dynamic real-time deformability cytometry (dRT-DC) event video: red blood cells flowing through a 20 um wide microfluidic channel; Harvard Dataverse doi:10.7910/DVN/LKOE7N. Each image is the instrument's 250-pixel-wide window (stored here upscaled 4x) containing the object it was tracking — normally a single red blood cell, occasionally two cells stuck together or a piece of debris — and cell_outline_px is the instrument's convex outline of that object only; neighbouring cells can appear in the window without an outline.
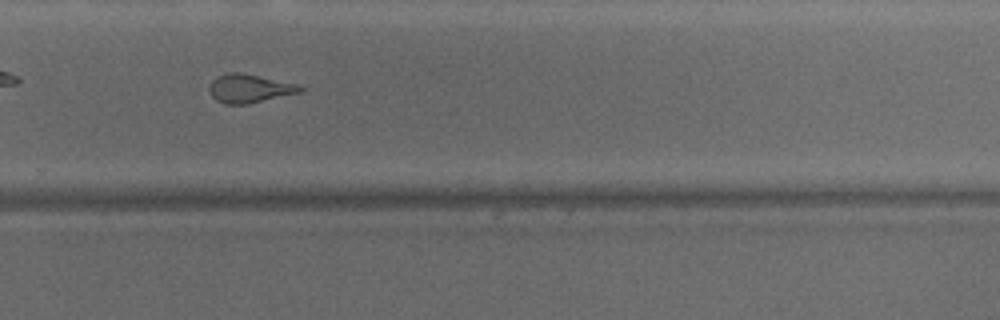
{"species": "common noctule bat (a hibernating species)", "species_latin": "Nyctalus noctula", "temperature_condition": "warm", "stored_images_in_passage": 38, "camera_frame_rate_fps": 3000, "um_per_image_px": 0.085, "animal": {"sex": "male", "body_mass_g": 15.6}, "frame": {"image": 1, "passage_image": 22, "time_ms": 7.0, "image_size_px": [1000, 320], "cell_outline_px": [[304, 88], [300, 92], [248, 104], [224, 104], [216, 100], [212, 96], [208, 88], [212, 80], [216, 76], [228, 72], [240, 72], [296, 84]], "centroid_in_image_um": [21.14, 7.52], "position_along_channel_um": 308.7, "area_um2": 14.97}, "authors_computed_cell_mechanics": {"area_um2": 15.7794, "velocity_mm_per_s": 4.1523, "shape_relaxation_time_tau1_ms": null, "shape_relaxation_time_tau2_ms": 1.4633, "deformation_change_tau1": null, "deformation_change_tau2": 0.1131}}